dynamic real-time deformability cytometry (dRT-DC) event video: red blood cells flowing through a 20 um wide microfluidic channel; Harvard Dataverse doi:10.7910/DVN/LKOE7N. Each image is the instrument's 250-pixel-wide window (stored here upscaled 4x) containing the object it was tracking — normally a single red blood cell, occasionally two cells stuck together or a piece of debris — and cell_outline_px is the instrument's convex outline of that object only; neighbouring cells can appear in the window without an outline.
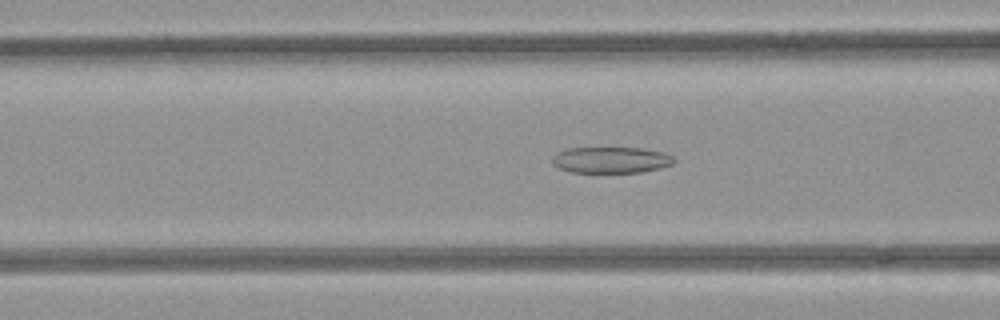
{"species": "common noctule bat (a hibernating species)", "species_latin": "Nyctalus noctula", "temperature_condition": "room temperature", "stored_images_in_passage": 52, "camera_frame_rate_fps": 3000, "um_per_image_px": 0.085, "animal": {"sex": "female", "body_mass_g": 21.9}, "frame": {"image": 1, "passage_image": 20, "time_ms": 6.333, "image_size_px": [1000, 320], "cell_outline_px": [[676, 160], [672, 164], [660, 168], [640, 172], [568, 172], [552, 164], [552, 156], [556, 152], [568, 148], [640, 148], [664, 152], [672, 156]], "centroid_in_image_um": [51.91, 13.59], "position_along_channel_um": 114.7, "area_um2": 18.61}}
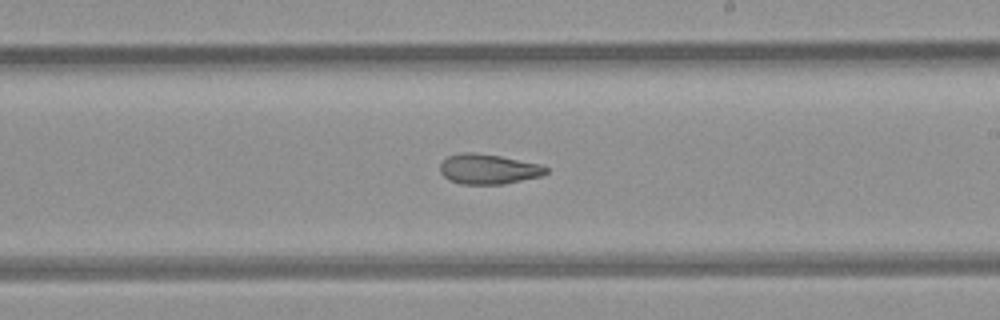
{"frame": {"image": 2, "passage_image": 30, "time_ms": 9.667, "image_size_px": [1000, 320], "cell_outline_px": [[548, 172], [544, 176], [504, 184], [460, 184], [448, 180], [440, 172], [440, 164], [448, 156], [460, 152], [472, 152], [500, 156], [540, 164], [548, 168]], "centroid_in_image_um": [41.52, 14.38], "position_along_channel_um": 247.5, "area_um2": 18.73}}
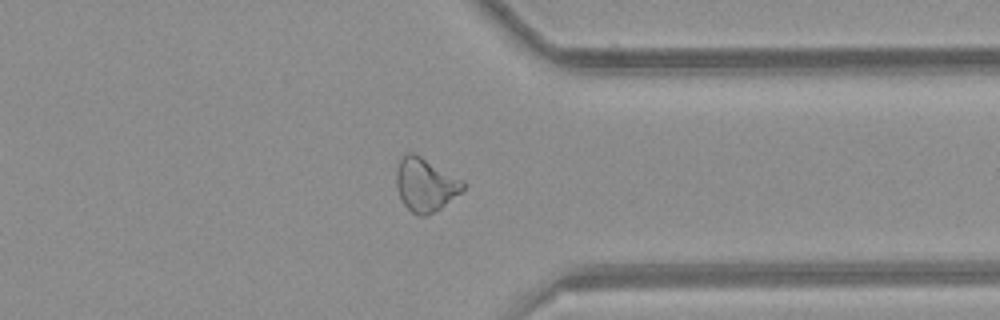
{"frame": {"image": 3, "passage_image": 40, "time_ms": 13.0, "image_size_px": [1000, 320], "cell_outline_px": [[464, 188], [460, 192], [440, 208], [424, 216], [420, 216], [412, 212], [404, 204], [400, 196], [396, 184], [396, 168], [400, 160], [408, 152], [412, 152], [420, 156], [464, 180]], "centroid_in_image_um": [36.14, 15.68], "position_along_channel_um": 375.3, "area_um2": 20.35}, "authors_computed_cell_mechanics": {"area_um2": 21.5305, "velocity_mm_per_s": 3.9734, "shape_relaxation_time_tau1_ms": null, "shape_relaxation_time_tau2_ms": 2.9054, "deformation_change_tau1": null, "deformation_change_tau2": 0.1046}}